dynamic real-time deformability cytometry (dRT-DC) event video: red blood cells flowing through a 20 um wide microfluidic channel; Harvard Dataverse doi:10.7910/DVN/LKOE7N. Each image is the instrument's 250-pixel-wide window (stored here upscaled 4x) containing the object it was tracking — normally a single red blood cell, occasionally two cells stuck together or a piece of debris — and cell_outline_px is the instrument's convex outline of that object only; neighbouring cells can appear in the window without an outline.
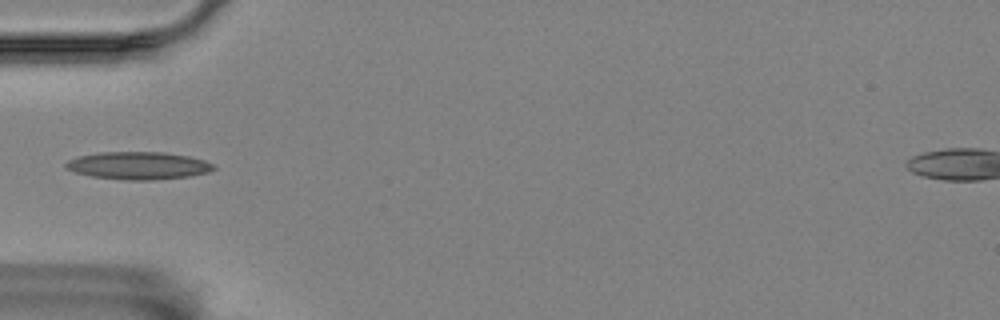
{"species": "Egyptian fruit bat (a non-hibernating species)", "species_latin": "Rousettus aegyptiacus", "temperature_condition": "room temperature", "stored_images_in_passage": 39, "camera_frame_rate_fps": 3000, "um_per_image_px": 0.085, "animal": {"sex": "female"}, "frame": {"image": 1, "passage_image": 1, "time_ms": 0.0, "image_size_px": [1000, 320], "cell_outline_px": [[216, 168], [208, 172], [192, 176], [152, 180], [128, 180], [92, 176], [76, 172], [64, 168], [64, 164], [68, 160], [80, 156], [100, 152], [164, 152], [188, 156], [204, 160], [212, 164]], "centroid_in_image_um": [11.76, 14.07], "position_along_channel_um": 73.2, "area_um2": 23.7}}
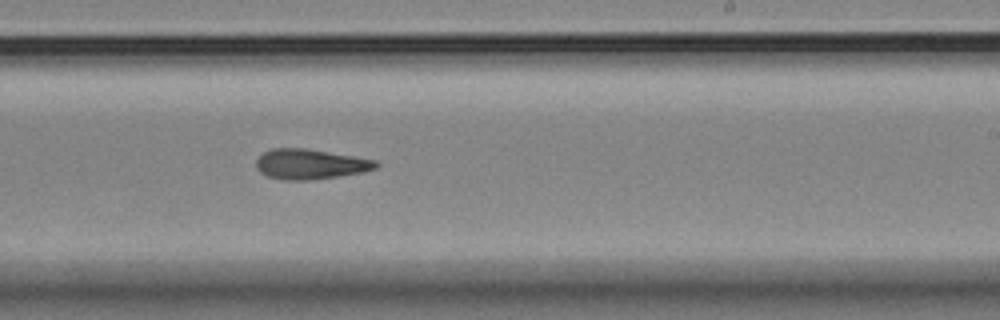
{"frame": {"image": 2, "passage_image": 17, "time_ms": 5.333, "image_size_px": [1000, 320], "cell_outline_px": [[380, 164], [376, 168], [364, 172], [340, 176], [308, 180], [284, 180], [268, 176], [260, 172], [256, 168], [256, 160], [264, 152], [272, 148], [304, 148], [376, 160]], "centroid_in_image_um": [26.37, 13.96], "position_along_channel_um": 262.6, "area_um2": 20.92}}
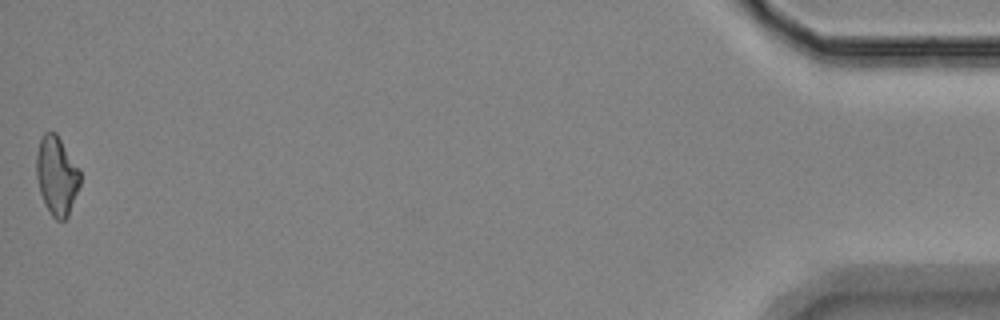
{"frame": {"image": 3, "passage_image": 39, "time_ms": 12.667, "image_size_px": [1000, 320], "cell_outline_px": [[80, 184], [68, 216], [64, 220], [56, 220], [52, 216], [40, 192], [36, 176], [36, 156], [40, 136], [44, 132], [56, 132], [80, 168]], "centroid_in_image_um": [4.82, 14.88], "position_along_channel_um": 430.4, "area_um2": 20.11}}